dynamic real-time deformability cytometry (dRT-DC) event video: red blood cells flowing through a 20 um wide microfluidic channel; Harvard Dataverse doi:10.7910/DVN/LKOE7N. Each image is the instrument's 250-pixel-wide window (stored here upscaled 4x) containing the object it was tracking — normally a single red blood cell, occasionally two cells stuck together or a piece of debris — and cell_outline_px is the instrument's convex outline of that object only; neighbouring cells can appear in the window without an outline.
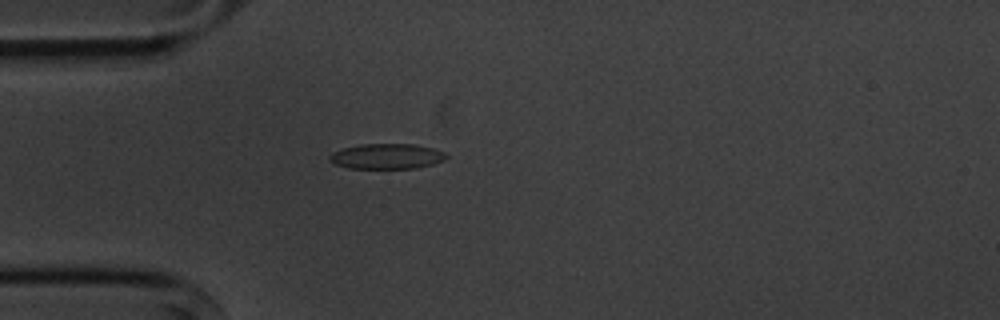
{"species": "common noctule bat (a hibernating species)", "species_latin": "Nyctalus noctula", "temperature_condition": "cold", "stored_images_in_passage": 4, "camera_frame_rate_fps": 3000, "um_per_image_px": 0.085, "animal": {"sex": "male", "body_mass_g": 20.1, "forearm_length_mm": 53.5}, "frame": {"image": 1, "passage_image": 4, "time_ms": 3.333, "image_size_px": [1000, 320], "cell_outline_px": [[448, 156], [444, 160], [432, 164], [416, 168], [348, 168], [336, 164], [328, 160], [328, 156], [332, 152], [344, 148], [360, 144], [416, 144], [432, 148], [444, 152]], "centroid_in_image_um": [32.86, 13.28], "position_along_channel_um": 52.1, "area_um2": 17.17}}